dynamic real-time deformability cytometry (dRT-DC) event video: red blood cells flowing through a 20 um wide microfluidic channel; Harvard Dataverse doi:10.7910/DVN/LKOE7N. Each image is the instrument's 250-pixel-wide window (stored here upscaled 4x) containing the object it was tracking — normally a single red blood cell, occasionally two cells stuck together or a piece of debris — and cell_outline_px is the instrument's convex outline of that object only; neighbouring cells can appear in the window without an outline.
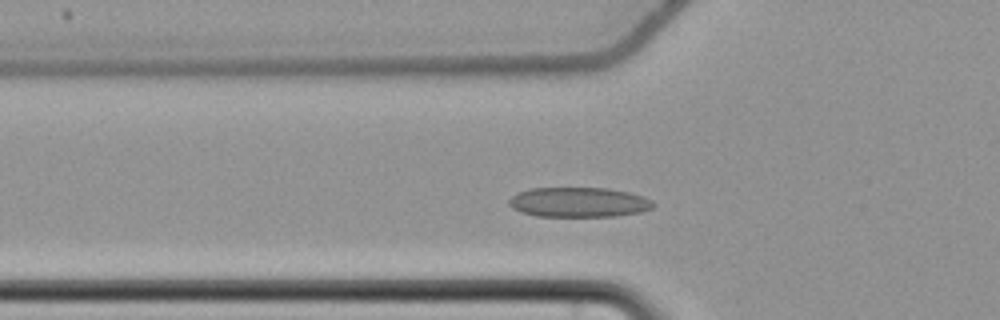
{"species": "common noctule bat (a hibernating species)", "species_latin": "Nyctalus noctula", "temperature_condition": "cold", "stored_images_in_passage": 51, "camera_frame_rate_fps": 3000, "um_per_image_px": 0.085, "animal": {"sex": "female", "body_mass_g": 22.7, "forearm_length_mm": 54.2}, "frame": {"image": 1, "passage_image": 13, "time_ms": 4.0, "image_size_px": [1000, 320], "cell_outline_px": [[656, 204], [652, 208], [640, 212], [612, 216], [536, 216], [520, 212], [512, 208], [508, 204], [508, 200], [512, 196], [520, 192], [532, 188], [608, 188], [628, 192], [644, 196], [652, 200]], "centroid_in_image_um": [49.2, 17.19], "position_along_channel_um": 76.6, "area_um2": 25.09}}
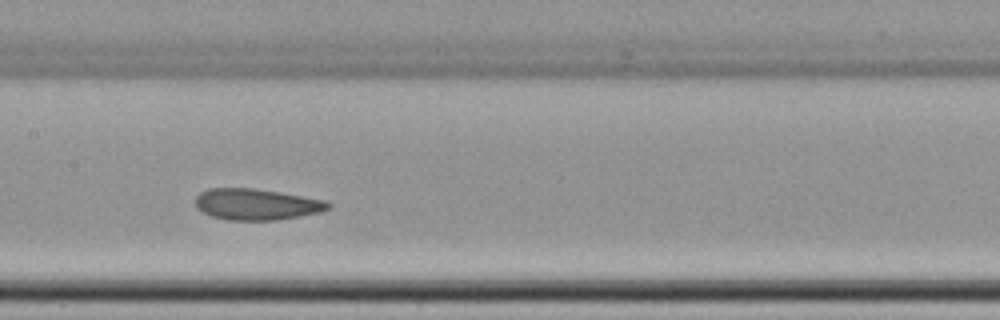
{"frame": {"image": 2, "passage_image": 22, "time_ms": 7.0, "image_size_px": [1000, 320], "cell_outline_px": [[332, 208], [320, 212], [300, 216], [276, 220], [228, 220], [212, 216], [196, 208], [196, 196], [200, 192], [208, 188], [252, 188], [280, 192], [324, 200], [332, 204]], "centroid_in_image_um": [21.81, 17.36], "position_along_channel_um": 185.6, "area_um2": 24.16}}
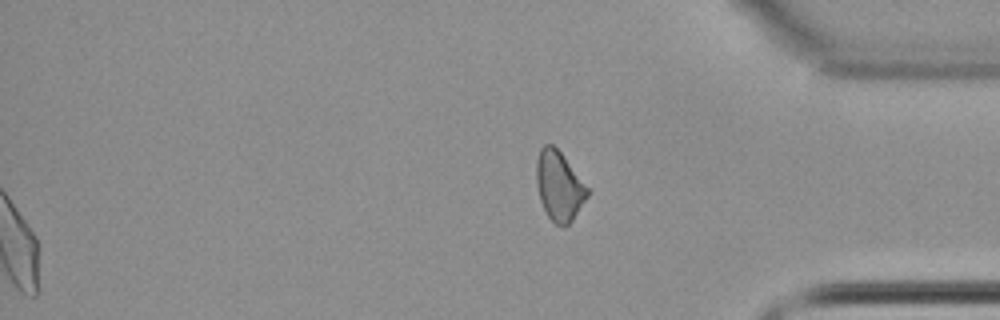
{"frame": {"image": 3, "passage_image": 51, "time_ms": 16.667, "image_size_px": [1000, 320], "cell_outline_px": [[588, 196], [572, 220], [568, 224], [556, 224], [548, 216], [540, 200], [536, 184], [536, 160], [540, 148], [544, 144], [552, 144], [564, 156], [588, 188]], "centroid_in_image_um": [47.5, 15.77], "position_along_channel_um": 387.7, "area_um2": 20.35}, "authors_computed_cell_mechanics": {"area_um2": 24.9118, "velocity_mm_per_s": 3.6618, "shape_relaxation_time_tau1_ms": 9.0233, "shape_relaxation_time_tau2_ms": 1.6364, "deformation_change_tau1": 0.1349, "deformation_change_tau2": 0.0795}}